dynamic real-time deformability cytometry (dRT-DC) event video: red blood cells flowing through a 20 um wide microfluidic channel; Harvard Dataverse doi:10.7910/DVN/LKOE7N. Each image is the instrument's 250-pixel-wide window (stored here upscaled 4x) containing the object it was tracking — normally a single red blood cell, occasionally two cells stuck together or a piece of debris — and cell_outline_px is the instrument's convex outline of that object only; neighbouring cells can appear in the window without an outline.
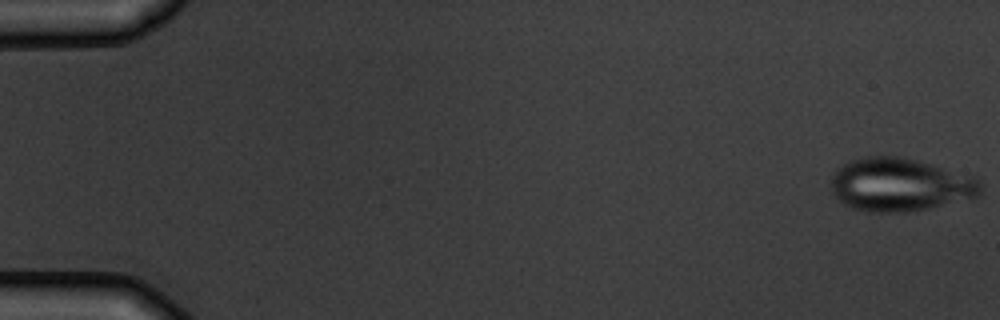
{"species": "common noctule bat (a hibernating species)", "species_latin": "Nyctalus noctula", "temperature_condition": "warm", "stored_images_in_passage": 5, "camera_frame_rate_fps": 3000, "um_per_image_px": 0.085, "animal": {"sex": "male", "body_mass_g": 19.5, "forearm_length_mm": 54.6}, "frame": {"image": 1, "passage_image": 1, "time_ms": 0.0, "image_size_px": [1000, 320], "cell_outline_px": [[984, 188], [980, 196], [928, 208], [904, 212], [868, 212], [852, 208], [836, 200], [832, 192], [832, 176], [836, 168], [848, 160], [864, 156], [900, 156], [920, 160], [976, 176], [980, 180]], "centroid_in_image_um": [76.51, 15.68], "position_along_channel_um": 8.5, "area_um2": 47.22}}